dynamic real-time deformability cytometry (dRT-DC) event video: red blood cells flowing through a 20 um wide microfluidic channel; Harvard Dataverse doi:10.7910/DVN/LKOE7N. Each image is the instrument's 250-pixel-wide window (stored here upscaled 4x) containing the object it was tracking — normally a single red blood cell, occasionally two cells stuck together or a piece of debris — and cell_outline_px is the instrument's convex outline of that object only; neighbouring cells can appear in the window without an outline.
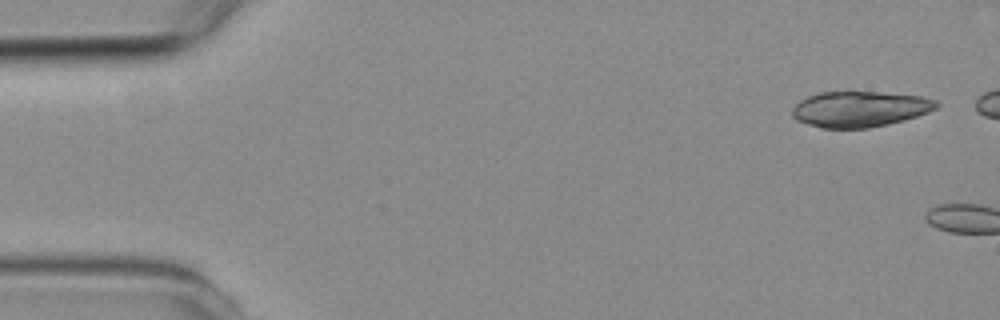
{"species": "common noctule bat (a hibernating species)", "species_latin": "Nyctalus noctula", "temperature_condition": "room temperature", "stored_images_in_passage": 4, "camera_frame_rate_fps": 3000, "um_per_image_px": 0.085, "animal": {"sex": "female", "body_mass_g": 19.3, "forearm_length_mm": 54.1}, "frame": {"image": 1, "passage_image": 1, "time_ms": 0.0, "image_size_px": [1000, 320], "cell_outline_px": [[940, 104], [936, 108], [928, 112], [904, 120], [888, 124], [868, 128], [820, 128], [796, 120], [792, 116], [792, 108], [800, 100], [808, 96], [820, 92], [876, 92], [920, 96], [936, 100]], "centroid_in_image_um": [73.06, 9.27], "position_along_channel_um": 11.9, "area_um2": 29.94}}